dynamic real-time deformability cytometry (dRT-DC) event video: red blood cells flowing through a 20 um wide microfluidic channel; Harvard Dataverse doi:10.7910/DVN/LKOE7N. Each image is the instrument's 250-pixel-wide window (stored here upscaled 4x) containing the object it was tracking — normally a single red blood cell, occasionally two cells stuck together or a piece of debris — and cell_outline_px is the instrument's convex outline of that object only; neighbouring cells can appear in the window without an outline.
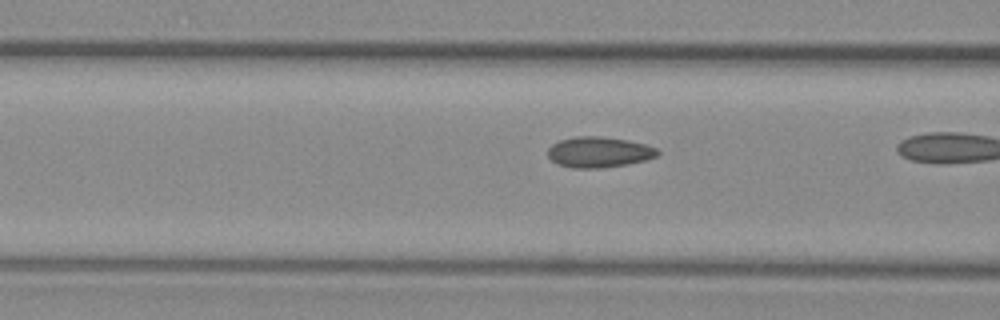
{"species": "common noctule bat (a hibernating species)", "species_latin": "Nyctalus noctula", "temperature_condition": "warm", "stored_images_in_passage": 38, "camera_frame_rate_fps": 3000, "um_per_image_px": 0.085, "animal": {"sex": "female", "body_mass_g": 29.2, "forearm_length_mm": 56.3}, "frame": {"image": 1, "passage_image": 17, "time_ms": 5.333, "image_size_px": [1000, 320], "cell_outline_px": [[660, 152], [656, 156], [644, 160], [628, 164], [604, 168], [572, 168], [556, 164], [548, 156], [548, 148], [552, 144], [560, 140], [576, 136], [600, 136], [628, 140], [644, 144], [656, 148]], "centroid_in_image_um": [50.88, 12.93], "position_along_channel_um": 115.7, "area_um2": 19.65}}